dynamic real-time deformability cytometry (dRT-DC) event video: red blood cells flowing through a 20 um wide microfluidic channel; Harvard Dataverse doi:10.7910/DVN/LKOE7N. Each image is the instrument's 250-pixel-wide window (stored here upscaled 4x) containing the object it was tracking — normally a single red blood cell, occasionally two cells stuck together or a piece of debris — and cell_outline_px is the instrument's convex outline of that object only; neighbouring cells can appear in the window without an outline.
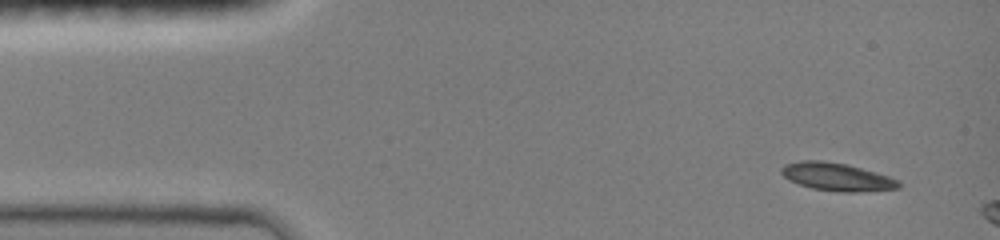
{"species": "common noctule bat (a hibernating species)", "species_latin": "Nyctalus noctula", "temperature_condition": "room temperature", "stored_images_in_passage": 3, "camera_frame_rate_fps": 3000, "um_per_image_px": 0.085, "animal": {"sex": "female", "body_mass_g": 19.0, "forearm_length_mm": 51.5}, "frame": {"image": 1, "passage_image": 1, "time_ms": 0.0, "image_size_px": [1000, 240], "cell_outline_px": [[900, 188], [856, 192], [840, 192], [812, 188], [788, 180], [780, 172], [780, 168], [784, 164], [800, 160], [824, 160], [848, 164], [876, 172], [900, 180]], "centroid_in_image_um": [71.12, 15.02], "position_along_channel_um": 13.9, "area_um2": 19.25}}